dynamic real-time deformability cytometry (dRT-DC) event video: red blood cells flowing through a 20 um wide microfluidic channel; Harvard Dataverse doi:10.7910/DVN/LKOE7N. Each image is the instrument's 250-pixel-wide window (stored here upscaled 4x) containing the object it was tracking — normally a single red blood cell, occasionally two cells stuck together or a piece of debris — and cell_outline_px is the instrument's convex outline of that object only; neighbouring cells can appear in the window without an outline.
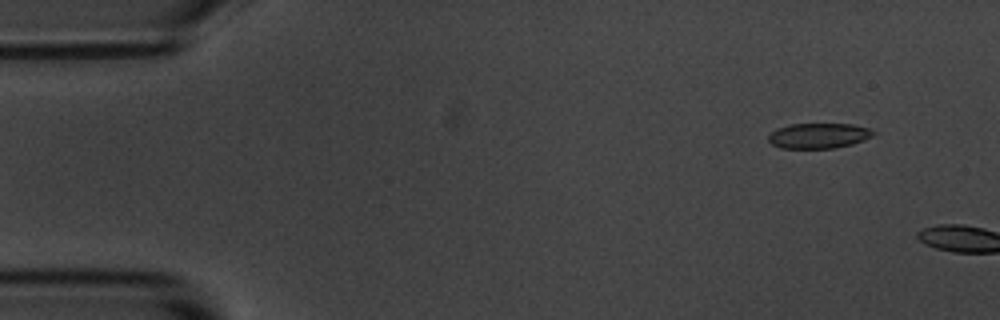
{"species": "common noctule bat (a hibernating species)", "species_latin": "Nyctalus noctula", "temperature_condition": "room temperature", "stored_images_in_passage": 3, "camera_frame_rate_fps": 3000, "um_per_image_px": 0.085, "animal": {"sex": "male", "body_mass_g": 20.1, "forearm_length_mm": 53.5}, "frame": {"image": 1, "passage_image": 2, "time_ms": 1.0, "image_size_px": [1000, 320], "cell_outline_px": [[876, 132], [872, 136], [864, 140], [852, 144], [832, 148], [780, 148], [772, 144], [768, 140], [768, 136], [776, 128], [792, 124], [852, 124], [872, 128]], "centroid_in_image_um": [69.61, 11.53], "position_along_channel_um": 15.4, "area_um2": 15.49}}